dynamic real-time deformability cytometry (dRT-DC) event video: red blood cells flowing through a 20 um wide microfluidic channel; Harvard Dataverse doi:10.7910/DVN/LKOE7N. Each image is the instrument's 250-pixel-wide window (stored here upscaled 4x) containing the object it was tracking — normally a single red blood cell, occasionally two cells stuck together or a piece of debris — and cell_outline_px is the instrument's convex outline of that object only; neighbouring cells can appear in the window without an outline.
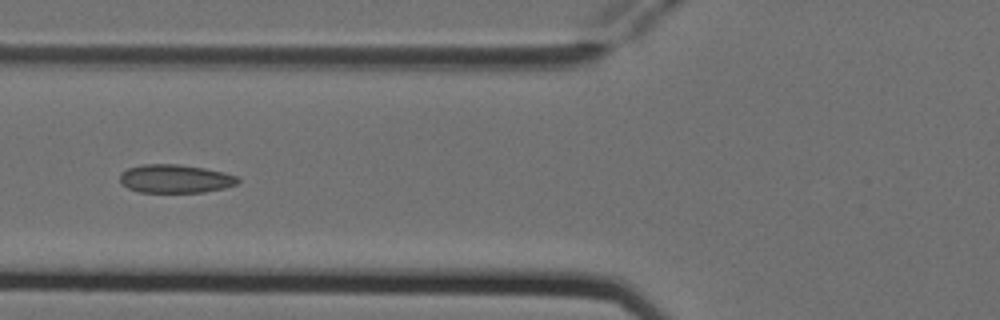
{"species": "Egyptian fruit bat (a non-hibernating species)", "species_latin": "Rousettus aegyptiacus", "temperature_condition": "cold", "stored_images_in_passage": 5, "camera_frame_rate_fps": 3000, "um_per_image_px": 0.085, "animal": {"sex": "female"}, "frame": {"image": 1, "passage_image": 5, "time_ms": 1.333, "image_size_px": [1000, 320], "cell_outline_px": [[240, 180], [236, 184], [224, 188], [204, 192], [140, 192], [128, 188], [120, 184], [120, 172], [128, 168], [144, 164], [180, 164], [204, 168], [224, 172], [236, 176]], "centroid_in_image_um": [14.87, 15.19], "position_along_channel_um": 110.9, "area_um2": 19.59}}